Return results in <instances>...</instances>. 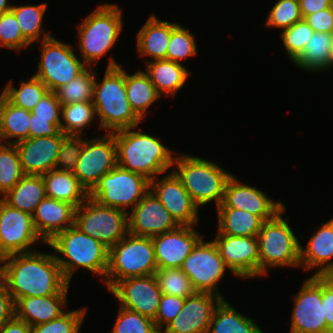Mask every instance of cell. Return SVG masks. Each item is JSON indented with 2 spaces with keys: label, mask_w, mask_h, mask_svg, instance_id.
<instances>
[{
  "label": "cell",
  "mask_w": 333,
  "mask_h": 333,
  "mask_svg": "<svg viewBox=\"0 0 333 333\" xmlns=\"http://www.w3.org/2000/svg\"><path fill=\"white\" fill-rule=\"evenodd\" d=\"M61 120L35 118V115L31 113L29 137L66 136L61 132Z\"/></svg>",
  "instance_id": "50"
},
{
  "label": "cell",
  "mask_w": 333,
  "mask_h": 333,
  "mask_svg": "<svg viewBox=\"0 0 333 333\" xmlns=\"http://www.w3.org/2000/svg\"><path fill=\"white\" fill-rule=\"evenodd\" d=\"M135 128L113 132L117 165L152 180L173 166V151L159 138L142 132L141 128L135 131Z\"/></svg>",
  "instance_id": "2"
},
{
  "label": "cell",
  "mask_w": 333,
  "mask_h": 333,
  "mask_svg": "<svg viewBox=\"0 0 333 333\" xmlns=\"http://www.w3.org/2000/svg\"><path fill=\"white\" fill-rule=\"evenodd\" d=\"M67 294L19 298L14 303L15 317L29 326L49 322L65 313Z\"/></svg>",
  "instance_id": "26"
},
{
  "label": "cell",
  "mask_w": 333,
  "mask_h": 333,
  "mask_svg": "<svg viewBox=\"0 0 333 333\" xmlns=\"http://www.w3.org/2000/svg\"><path fill=\"white\" fill-rule=\"evenodd\" d=\"M87 308L66 311L60 317L36 326H30V333H79Z\"/></svg>",
  "instance_id": "43"
},
{
  "label": "cell",
  "mask_w": 333,
  "mask_h": 333,
  "mask_svg": "<svg viewBox=\"0 0 333 333\" xmlns=\"http://www.w3.org/2000/svg\"><path fill=\"white\" fill-rule=\"evenodd\" d=\"M202 238V234L194 226H178L172 231L153 236L157 268H181Z\"/></svg>",
  "instance_id": "21"
},
{
  "label": "cell",
  "mask_w": 333,
  "mask_h": 333,
  "mask_svg": "<svg viewBox=\"0 0 333 333\" xmlns=\"http://www.w3.org/2000/svg\"><path fill=\"white\" fill-rule=\"evenodd\" d=\"M333 218L311 236L307 247L300 246V267L305 270L318 269L314 276L333 275ZM330 261V262H329Z\"/></svg>",
  "instance_id": "24"
},
{
  "label": "cell",
  "mask_w": 333,
  "mask_h": 333,
  "mask_svg": "<svg viewBox=\"0 0 333 333\" xmlns=\"http://www.w3.org/2000/svg\"><path fill=\"white\" fill-rule=\"evenodd\" d=\"M42 241L37 233L32 215L11 207L0 198V260L6 256L28 253L30 247Z\"/></svg>",
  "instance_id": "14"
},
{
  "label": "cell",
  "mask_w": 333,
  "mask_h": 333,
  "mask_svg": "<svg viewBox=\"0 0 333 333\" xmlns=\"http://www.w3.org/2000/svg\"><path fill=\"white\" fill-rule=\"evenodd\" d=\"M100 129L113 133L138 127L142 121L132 110L127 99L125 69L110 58L101 83L95 78L93 100Z\"/></svg>",
  "instance_id": "3"
},
{
  "label": "cell",
  "mask_w": 333,
  "mask_h": 333,
  "mask_svg": "<svg viewBox=\"0 0 333 333\" xmlns=\"http://www.w3.org/2000/svg\"><path fill=\"white\" fill-rule=\"evenodd\" d=\"M47 4L39 5H12L11 11L14 13L22 35L30 42L40 41L42 37V22L46 12Z\"/></svg>",
  "instance_id": "40"
},
{
  "label": "cell",
  "mask_w": 333,
  "mask_h": 333,
  "mask_svg": "<svg viewBox=\"0 0 333 333\" xmlns=\"http://www.w3.org/2000/svg\"><path fill=\"white\" fill-rule=\"evenodd\" d=\"M95 107L92 101L75 102L61 106V132L65 135L81 136L94 120Z\"/></svg>",
  "instance_id": "37"
},
{
  "label": "cell",
  "mask_w": 333,
  "mask_h": 333,
  "mask_svg": "<svg viewBox=\"0 0 333 333\" xmlns=\"http://www.w3.org/2000/svg\"><path fill=\"white\" fill-rule=\"evenodd\" d=\"M303 19L314 12L331 7V0H299Z\"/></svg>",
  "instance_id": "55"
},
{
  "label": "cell",
  "mask_w": 333,
  "mask_h": 333,
  "mask_svg": "<svg viewBox=\"0 0 333 333\" xmlns=\"http://www.w3.org/2000/svg\"><path fill=\"white\" fill-rule=\"evenodd\" d=\"M149 190V179L116 165L98 181L89 197L103 206L128 212V206L133 209Z\"/></svg>",
  "instance_id": "11"
},
{
  "label": "cell",
  "mask_w": 333,
  "mask_h": 333,
  "mask_svg": "<svg viewBox=\"0 0 333 333\" xmlns=\"http://www.w3.org/2000/svg\"><path fill=\"white\" fill-rule=\"evenodd\" d=\"M47 86L36 76L32 75L28 81H22L20 88L13 86L12 82L4 88L1 94L14 106L32 111L42 97L48 92Z\"/></svg>",
  "instance_id": "36"
},
{
  "label": "cell",
  "mask_w": 333,
  "mask_h": 333,
  "mask_svg": "<svg viewBox=\"0 0 333 333\" xmlns=\"http://www.w3.org/2000/svg\"><path fill=\"white\" fill-rule=\"evenodd\" d=\"M109 291L117 298L120 307L155 319L162 296L155 275L125 278Z\"/></svg>",
  "instance_id": "16"
},
{
  "label": "cell",
  "mask_w": 333,
  "mask_h": 333,
  "mask_svg": "<svg viewBox=\"0 0 333 333\" xmlns=\"http://www.w3.org/2000/svg\"><path fill=\"white\" fill-rule=\"evenodd\" d=\"M173 165L176 167L172 171L198 207L213 200L216 207L222 203L225 186L232 173L212 161L187 154L174 157Z\"/></svg>",
  "instance_id": "5"
},
{
  "label": "cell",
  "mask_w": 333,
  "mask_h": 333,
  "mask_svg": "<svg viewBox=\"0 0 333 333\" xmlns=\"http://www.w3.org/2000/svg\"><path fill=\"white\" fill-rule=\"evenodd\" d=\"M194 35L187 31L181 24L171 22V36L168 44L166 59L181 63L187 57L197 54Z\"/></svg>",
  "instance_id": "42"
},
{
  "label": "cell",
  "mask_w": 333,
  "mask_h": 333,
  "mask_svg": "<svg viewBox=\"0 0 333 333\" xmlns=\"http://www.w3.org/2000/svg\"><path fill=\"white\" fill-rule=\"evenodd\" d=\"M31 43L22 35L18 21L10 10L0 14V46L20 51Z\"/></svg>",
  "instance_id": "47"
},
{
  "label": "cell",
  "mask_w": 333,
  "mask_h": 333,
  "mask_svg": "<svg viewBox=\"0 0 333 333\" xmlns=\"http://www.w3.org/2000/svg\"><path fill=\"white\" fill-rule=\"evenodd\" d=\"M0 333H30V326L14 316L0 327Z\"/></svg>",
  "instance_id": "56"
},
{
  "label": "cell",
  "mask_w": 333,
  "mask_h": 333,
  "mask_svg": "<svg viewBox=\"0 0 333 333\" xmlns=\"http://www.w3.org/2000/svg\"><path fill=\"white\" fill-rule=\"evenodd\" d=\"M154 275L162 294L187 298L196 293L190 279L181 268L157 269Z\"/></svg>",
  "instance_id": "41"
},
{
  "label": "cell",
  "mask_w": 333,
  "mask_h": 333,
  "mask_svg": "<svg viewBox=\"0 0 333 333\" xmlns=\"http://www.w3.org/2000/svg\"><path fill=\"white\" fill-rule=\"evenodd\" d=\"M299 0H278L267 16V27L286 29L302 20Z\"/></svg>",
  "instance_id": "46"
},
{
  "label": "cell",
  "mask_w": 333,
  "mask_h": 333,
  "mask_svg": "<svg viewBox=\"0 0 333 333\" xmlns=\"http://www.w3.org/2000/svg\"><path fill=\"white\" fill-rule=\"evenodd\" d=\"M152 237L127 233L109 248L104 283L110 290L118 281L129 277L154 275L157 270Z\"/></svg>",
  "instance_id": "6"
},
{
  "label": "cell",
  "mask_w": 333,
  "mask_h": 333,
  "mask_svg": "<svg viewBox=\"0 0 333 333\" xmlns=\"http://www.w3.org/2000/svg\"><path fill=\"white\" fill-rule=\"evenodd\" d=\"M74 212L73 205L45 197L32 214L35 229L48 243L57 233L74 225Z\"/></svg>",
  "instance_id": "25"
},
{
  "label": "cell",
  "mask_w": 333,
  "mask_h": 333,
  "mask_svg": "<svg viewBox=\"0 0 333 333\" xmlns=\"http://www.w3.org/2000/svg\"><path fill=\"white\" fill-rule=\"evenodd\" d=\"M322 305L328 333L333 332V275L322 276Z\"/></svg>",
  "instance_id": "53"
},
{
  "label": "cell",
  "mask_w": 333,
  "mask_h": 333,
  "mask_svg": "<svg viewBox=\"0 0 333 333\" xmlns=\"http://www.w3.org/2000/svg\"><path fill=\"white\" fill-rule=\"evenodd\" d=\"M185 299L180 296L162 294L159 309L154 319L157 329L161 332L182 310Z\"/></svg>",
  "instance_id": "49"
},
{
  "label": "cell",
  "mask_w": 333,
  "mask_h": 333,
  "mask_svg": "<svg viewBox=\"0 0 333 333\" xmlns=\"http://www.w3.org/2000/svg\"><path fill=\"white\" fill-rule=\"evenodd\" d=\"M41 176L48 198L67 202L77 208L89 197L87 190L70 171L53 169Z\"/></svg>",
  "instance_id": "29"
},
{
  "label": "cell",
  "mask_w": 333,
  "mask_h": 333,
  "mask_svg": "<svg viewBox=\"0 0 333 333\" xmlns=\"http://www.w3.org/2000/svg\"><path fill=\"white\" fill-rule=\"evenodd\" d=\"M74 226L110 248L128 233V212L103 206L88 197L75 208Z\"/></svg>",
  "instance_id": "9"
},
{
  "label": "cell",
  "mask_w": 333,
  "mask_h": 333,
  "mask_svg": "<svg viewBox=\"0 0 333 333\" xmlns=\"http://www.w3.org/2000/svg\"><path fill=\"white\" fill-rule=\"evenodd\" d=\"M40 42L42 54L39 56L37 73L49 91H55L60 86L72 81L88 66L79 60L69 44L63 43L44 31Z\"/></svg>",
  "instance_id": "10"
},
{
  "label": "cell",
  "mask_w": 333,
  "mask_h": 333,
  "mask_svg": "<svg viewBox=\"0 0 333 333\" xmlns=\"http://www.w3.org/2000/svg\"><path fill=\"white\" fill-rule=\"evenodd\" d=\"M61 103L55 92L48 91L31 111L35 118L60 119Z\"/></svg>",
  "instance_id": "51"
},
{
  "label": "cell",
  "mask_w": 333,
  "mask_h": 333,
  "mask_svg": "<svg viewBox=\"0 0 333 333\" xmlns=\"http://www.w3.org/2000/svg\"><path fill=\"white\" fill-rule=\"evenodd\" d=\"M170 36L171 22L161 21L154 14L150 15L137 34L136 49L143 57L166 59Z\"/></svg>",
  "instance_id": "28"
},
{
  "label": "cell",
  "mask_w": 333,
  "mask_h": 333,
  "mask_svg": "<svg viewBox=\"0 0 333 333\" xmlns=\"http://www.w3.org/2000/svg\"><path fill=\"white\" fill-rule=\"evenodd\" d=\"M31 111L12 105L0 95V142L16 144L29 138ZM16 138L15 140L8 139ZM5 140V141H4Z\"/></svg>",
  "instance_id": "31"
},
{
  "label": "cell",
  "mask_w": 333,
  "mask_h": 333,
  "mask_svg": "<svg viewBox=\"0 0 333 333\" xmlns=\"http://www.w3.org/2000/svg\"><path fill=\"white\" fill-rule=\"evenodd\" d=\"M181 269L190 279L196 292L211 293L224 299L217 284L228 267L220 257L213 240L206 242L202 238L184 260Z\"/></svg>",
  "instance_id": "12"
},
{
  "label": "cell",
  "mask_w": 333,
  "mask_h": 333,
  "mask_svg": "<svg viewBox=\"0 0 333 333\" xmlns=\"http://www.w3.org/2000/svg\"><path fill=\"white\" fill-rule=\"evenodd\" d=\"M145 73L156 88L158 94L174 96L186 83L190 72L181 63L167 59L146 61Z\"/></svg>",
  "instance_id": "27"
},
{
  "label": "cell",
  "mask_w": 333,
  "mask_h": 333,
  "mask_svg": "<svg viewBox=\"0 0 333 333\" xmlns=\"http://www.w3.org/2000/svg\"><path fill=\"white\" fill-rule=\"evenodd\" d=\"M207 333H263L253 319L237 312L227 300L216 306Z\"/></svg>",
  "instance_id": "33"
},
{
  "label": "cell",
  "mask_w": 333,
  "mask_h": 333,
  "mask_svg": "<svg viewBox=\"0 0 333 333\" xmlns=\"http://www.w3.org/2000/svg\"><path fill=\"white\" fill-rule=\"evenodd\" d=\"M15 144L0 142V194L5 195L24 176Z\"/></svg>",
  "instance_id": "39"
},
{
  "label": "cell",
  "mask_w": 333,
  "mask_h": 333,
  "mask_svg": "<svg viewBox=\"0 0 333 333\" xmlns=\"http://www.w3.org/2000/svg\"><path fill=\"white\" fill-rule=\"evenodd\" d=\"M290 333H328L322 305V276L307 278L294 297Z\"/></svg>",
  "instance_id": "15"
},
{
  "label": "cell",
  "mask_w": 333,
  "mask_h": 333,
  "mask_svg": "<svg viewBox=\"0 0 333 333\" xmlns=\"http://www.w3.org/2000/svg\"><path fill=\"white\" fill-rule=\"evenodd\" d=\"M88 68L89 67L72 81L60 86L54 91L61 105L93 100L94 83L95 78H97V72L92 69L88 70Z\"/></svg>",
  "instance_id": "38"
},
{
  "label": "cell",
  "mask_w": 333,
  "mask_h": 333,
  "mask_svg": "<svg viewBox=\"0 0 333 333\" xmlns=\"http://www.w3.org/2000/svg\"><path fill=\"white\" fill-rule=\"evenodd\" d=\"M333 59V33L314 32L302 54L293 62L307 71L329 69Z\"/></svg>",
  "instance_id": "32"
},
{
  "label": "cell",
  "mask_w": 333,
  "mask_h": 333,
  "mask_svg": "<svg viewBox=\"0 0 333 333\" xmlns=\"http://www.w3.org/2000/svg\"><path fill=\"white\" fill-rule=\"evenodd\" d=\"M304 19L314 32L333 33V10L331 7L307 15Z\"/></svg>",
  "instance_id": "52"
},
{
  "label": "cell",
  "mask_w": 333,
  "mask_h": 333,
  "mask_svg": "<svg viewBox=\"0 0 333 333\" xmlns=\"http://www.w3.org/2000/svg\"><path fill=\"white\" fill-rule=\"evenodd\" d=\"M121 15L117 4L99 5L77 27L80 53L88 67L96 65L116 43L123 28Z\"/></svg>",
  "instance_id": "7"
},
{
  "label": "cell",
  "mask_w": 333,
  "mask_h": 333,
  "mask_svg": "<svg viewBox=\"0 0 333 333\" xmlns=\"http://www.w3.org/2000/svg\"><path fill=\"white\" fill-rule=\"evenodd\" d=\"M231 176L226 183L224 198L217 208H235L259 216L263 221L275 217L285 208L279 201H272L264 192Z\"/></svg>",
  "instance_id": "19"
},
{
  "label": "cell",
  "mask_w": 333,
  "mask_h": 333,
  "mask_svg": "<svg viewBox=\"0 0 333 333\" xmlns=\"http://www.w3.org/2000/svg\"><path fill=\"white\" fill-rule=\"evenodd\" d=\"M331 8H332V10H333V0H331Z\"/></svg>",
  "instance_id": "58"
},
{
  "label": "cell",
  "mask_w": 333,
  "mask_h": 333,
  "mask_svg": "<svg viewBox=\"0 0 333 333\" xmlns=\"http://www.w3.org/2000/svg\"><path fill=\"white\" fill-rule=\"evenodd\" d=\"M213 242L231 274L242 279L259 276L257 236H232L218 231Z\"/></svg>",
  "instance_id": "17"
},
{
  "label": "cell",
  "mask_w": 333,
  "mask_h": 333,
  "mask_svg": "<svg viewBox=\"0 0 333 333\" xmlns=\"http://www.w3.org/2000/svg\"><path fill=\"white\" fill-rule=\"evenodd\" d=\"M64 137H29L16 143L24 174L43 175L55 169L60 142Z\"/></svg>",
  "instance_id": "23"
},
{
  "label": "cell",
  "mask_w": 333,
  "mask_h": 333,
  "mask_svg": "<svg viewBox=\"0 0 333 333\" xmlns=\"http://www.w3.org/2000/svg\"><path fill=\"white\" fill-rule=\"evenodd\" d=\"M15 316L14 301L0 276V327Z\"/></svg>",
  "instance_id": "54"
},
{
  "label": "cell",
  "mask_w": 333,
  "mask_h": 333,
  "mask_svg": "<svg viewBox=\"0 0 333 333\" xmlns=\"http://www.w3.org/2000/svg\"><path fill=\"white\" fill-rule=\"evenodd\" d=\"M314 30L305 19L282 30L281 39L288 57L294 62L303 52L306 43L311 38Z\"/></svg>",
  "instance_id": "45"
},
{
  "label": "cell",
  "mask_w": 333,
  "mask_h": 333,
  "mask_svg": "<svg viewBox=\"0 0 333 333\" xmlns=\"http://www.w3.org/2000/svg\"><path fill=\"white\" fill-rule=\"evenodd\" d=\"M46 245L57 253L54 256L69 283L78 267L98 274L105 281L109 248L74 225L57 233ZM59 254H62V258Z\"/></svg>",
  "instance_id": "4"
},
{
  "label": "cell",
  "mask_w": 333,
  "mask_h": 333,
  "mask_svg": "<svg viewBox=\"0 0 333 333\" xmlns=\"http://www.w3.org/2000/svg\"><path fill=\"white\" fill-rule=\"evenodd\" d=\"M8 0H0V14L10 11L12 5L8 4Z\"/></svg>",
  "instance_id": "57"
},
{
  "label": "cell",
  "mask_w": 333,
  "mask_h": 333,
  "mask_svg": "<svg viewBox=\"0 0 333 333\" xmlns=\"http://www.w3.org/2000/svg\"><path fill=\"white\" fill-rule=\"evenodd\" d=\"M179 225L150 190L128 212V232L153 237L176 229Z\"/></svg>",
  "instance_id": "20"
},
{
  "label": "cell",
  "mask_w": 333,
  "mask_h": 333,
  "mask_svg": "<svg viewBox=\"0 0 333 333\" xmlns=\"http://www.w3.org/2000/svg\"><path fill=\"white\" fill-rule=\"evenodd\" d=\"M218 231L232 236H257L263 220L245 210L235 208H217Z\"/></svg>",
  "instance_id": "34"
},
{
  "label": "cell",
  "mask_w": 333,
  "mask_h": 333,
  "mask_svg": "<svg viewBox=\"0 0 333 333\" xmlns=\"http://www.w3.org/2000/svg\"><path fill=\"white\" fill-rule=\"evenodd\" d=\"M286 207L275 217L264 221L257 235L259 276L267 275L273 267L300 266V242L286 219L281 216Z\"/></svg>",
  "instance_id": "8"
},
{
  "label": "cell",
  "mask_w": 333,
  "mask_h": 333,
  "mask_svg": "<svg viewBox=\"0 0 333 333\" xmlns=\"http://www.w3.org/2000/svg\"><path fill=\"white\" fill-rule=\"evenodd\" d=\"M0 276L14 303L19 298L68 294L70 283L64 278L54 254L40 251L19 253L0 260Z\"/></svg>",
  "instance_id": "1"
},
{
  "label": "cell",
  "mask_w": 333,
  "mask_h": 333,
  "mask_svg": "<svg viewBox=\"0 0 333 333\" xmlns=\"http://www.w3.org/2000/svg\"><path fill=\"white\" fill-rule=\"evenodd\" d=\"M111 333H161L154 320L120 307Z\"/></svg>",
  "instance_id": "44"
},
{
  "label": "cell",
  "mask_w": 333,
  "mask_h": 333,
  "mask_svg": "<svg viewBox=\"0 0 333 333\" xmlns=\"http://www.w3.org/2000/svg\"><path fill=\"white\" fill-rule=\"evenodd\" d=\"M116 165L114 134L106 133L102 137L83 140L79 159L72 173L89 193Z\"/></svg>",
  "instance_id": "13"
},
{
  "label": "cell",
  "mask_w": 333,
  "mask_h": 333,
  "mask_svg": "<svg viewBox=\"0 0 333 333\" xmlns=\"http://www.w3.org/2000/svg\"><path fill=\"white\" fill-rule=\"evenodd\" d=\"M127 99L132 110L141 119H145L148 108L160 97L155 86L144 71L133 75L125 71Z\"/></svg>",
  "instance_id": "35"
},
{
  "label": "cell",
  "mask_w": 333,
  "mask_h": 333,
  "mask_svg": "<svg viewBox=\"0 0 333 333\" xmlns=\"http://www.w3.org/2000/svg\"><path fill=\"white\" fill-rule=\"evenodd\" d=\"M150 180V191L168 210L179 226H195L198 221V206L193 202L181 180L171 171L160 180Z\"/></svg>",
  "instance_id": "18"
},
{
  "label": "cell",
  "mask_w": 333,
  "mask_h": 333,
  "mask_svg": "<svg viewBox=\"0 0 333 333\" xmlns=\"http://www.w3.org/2000/svg\"><path fill=\"white\" fill-rule=\"evenodd\" d=\"M221 297L211 293L196 292L185 299L179 314L161 333H207L216 306Z\"/></svg>",
  "instance_id": "22"
},
{
  "label": "cell",
  "mask_w": 333,
  "mask_h": 333,
  "mask_svg": "<svg viewBox=\"0 0 333 333\" xmlns=\"http://www.w3.org/2000/svg\"><path fill=\"white\" fill-rule=\"evenodd\" d=\"M46 197L41 175H24L21 180L1 197L11 207L33 214Z\"/></svg>",
  "instance_id": "30"
},
{
  "label": "cell",
  "mask_w": 333,
  "mask_h": 333,
  "mask_svg": "<svg viewBox=\"0 0 333 333\" xmlns=\"http://www.w3.org/2000/svg\"><path fill=\"white\" fill-rule=\"evenodd\" d=\"M80 136L66 135L60 142L55 169L73 172L82 149Z\"/></svg>",
  "instance_id": "48"
}]
</instances>
